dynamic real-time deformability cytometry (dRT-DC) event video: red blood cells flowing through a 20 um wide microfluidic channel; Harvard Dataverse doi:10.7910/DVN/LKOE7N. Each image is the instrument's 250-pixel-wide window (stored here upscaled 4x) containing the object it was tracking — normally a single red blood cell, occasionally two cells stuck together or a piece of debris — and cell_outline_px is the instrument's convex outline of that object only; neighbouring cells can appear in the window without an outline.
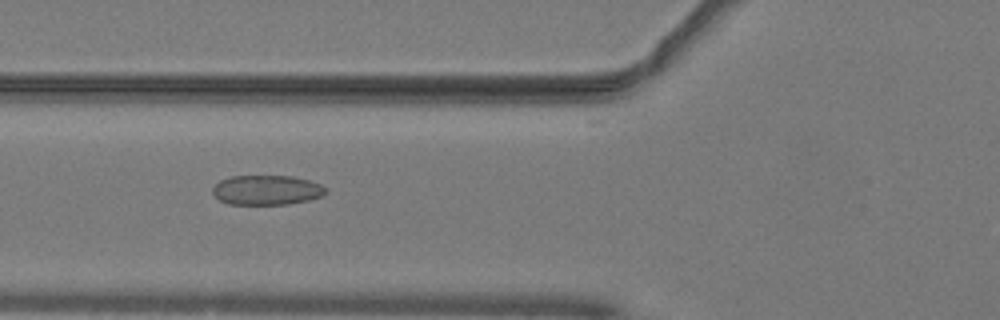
{"species": "common noctule bat (a hibernating species)", "species_latin": "Nyctalus noctula", "temperature_condition": "warm", "stored_images_in_passage": 35, "camera_frame_rate_fps": 3000, "um_per_image_px": 0.085, "animal": {"sex": "male", "body_mass_g": 19.2, "forearm_length_mm": 51.8}, "frame": {"image": 1, "passage_image": 4, "time_ms": 1.0, "image_size_px": [1000, 320], "cell_outline_px": [[328, 192], [324, 196], [308, 200], [288, 204], [228, 204], [220, 200], [212, 192], [212, 188], [220, 180], [232, 176], [292, 176], [308, 180], [320, 184], [328, 188]], "centroid_in_image_um": [22.71, 16.15], "position_along_channel_um": 103.1, "area_um2": 19.65}}
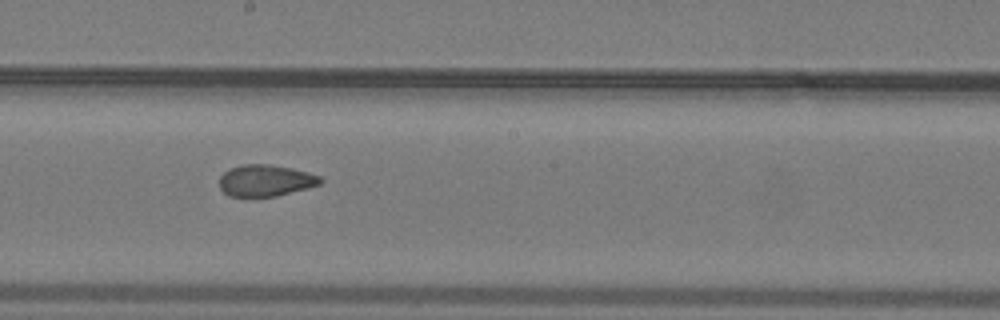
{"frame": {"image": 2, "passage_image": 13, "time_ms": 4.0, "image_size_px": [1000, 320], "cell_outline_px": [[324, 180], [320, 184], [308, 188], [276, 196], [228, 196], [220, 188], [220, 176], [224, 172], [232, 168], [244, 164], [268, 164], [292, 168], [308, 172], [320, 176]], "centroid_in_image_um": [22.6, 15.34], "position_along_channel_um": 225.6, "area_um2": 18.5}}
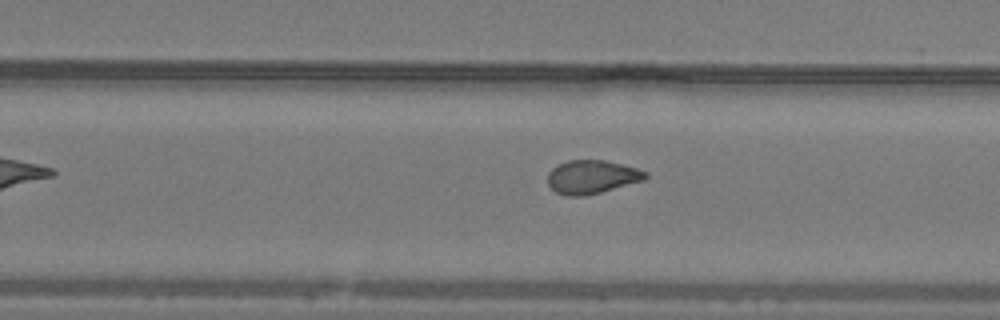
{"frame": {"image": 3, "passage_image": 17, "time_ms": 5.333, "image_size_px": [1000, 320], "cell_outline_px": [[648, 176], [644, 180], [600, 192], [584, 196], [564, 196], [556, 192], [548, 184], [548, 172], [556, 164], [568, 160], [604, 160], [636, 168], [648, 172]], "centroid_in_image_um": [50.28, 15.03], "position_along_channel_um": 279.5, "area_um2": 19.07}, "authors_computed_cell_mechanics": {"area_um2": 19.2474, "velocity_mm_per_s": 4.0698, "shape_relaxation_time_tau1_ms": null, "shape_relaxation_time_tau2_ms": 1.5656, "deformation_change_tau1": null, "deformation_change_tau2": 0.0669}}